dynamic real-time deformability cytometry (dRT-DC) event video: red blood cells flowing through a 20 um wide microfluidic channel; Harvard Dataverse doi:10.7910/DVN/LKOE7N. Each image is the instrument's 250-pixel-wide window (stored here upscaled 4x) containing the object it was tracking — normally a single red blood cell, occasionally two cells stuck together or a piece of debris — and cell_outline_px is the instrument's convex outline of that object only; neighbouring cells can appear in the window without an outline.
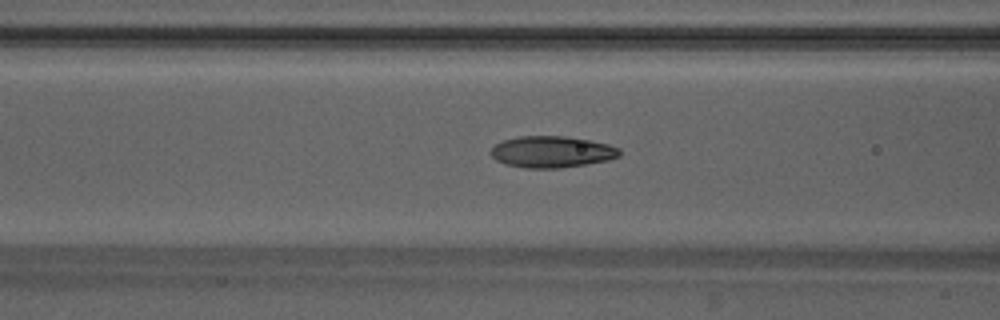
{"species": "Egyptian fruit bat (a non-hibernating species)", "species_latin": "Rousettus aegyptiacus", "temperature_condition": "warm", "stored_images_in_passage": 43, "camera_frame_rate_fps": 3000, "um_per_image_px": 0.085, "animal": {"sex": "male"}, "frame": {"image": 1, "passage_image": 15, "time_ms": 4.667, "image_size_px": [1000, 320], "cell_outline_px": [[620, 156], [608, 160], [560, 168], [524, 168], [504, 164], [496, 160], [488, 152], [496, 144], [504, 140], [520, 136], [564, 136], [588, 140], [608, 144], [620, 148]], "centroid_in_image_um": [46.88, 12.91], "position_along_channel_um": 119.7, "area_um2": 23.58}}
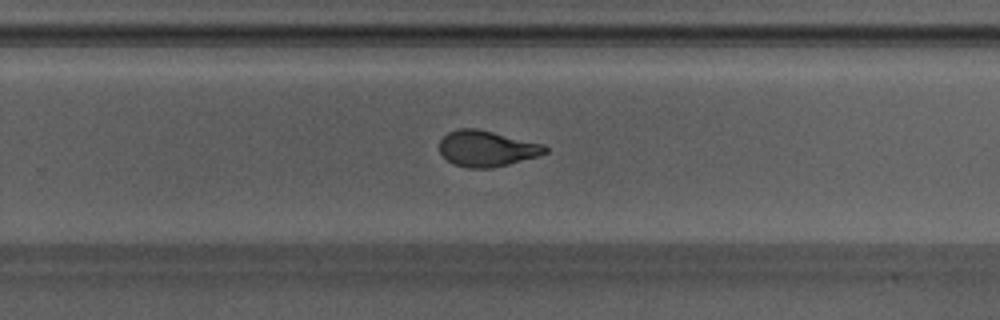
{"frame": {"image": 2, "passage_image": 27, "time_ms": 8.667, "image_size_px": [1000, 320], "cell_outline_px": [[548, 152], [540, 156], [492, 168], [468, 168], [452, 164], [440, 152], [440, 140], [448, 132], [460, 128], [476, 128], [544, 144], [548, 148]], "centroid_in_image_um": [41.39, 12.63], "position_along_channel_um": 288.4, "area_um2": 22.14}}
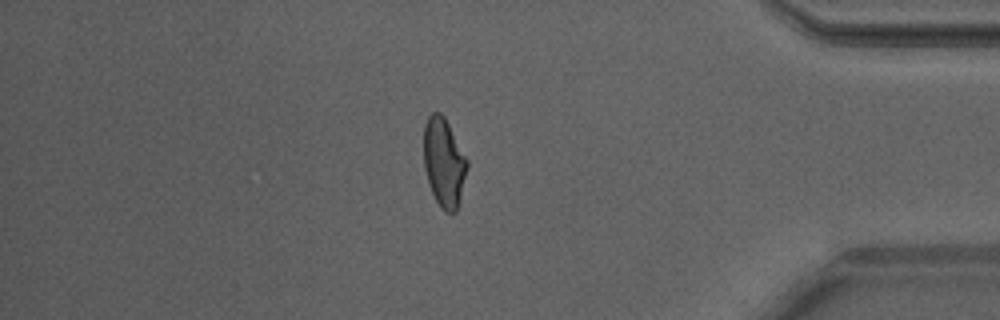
{"frame": {"image": 3, "passage_image": 37, "time_ms": 12.0, "image_size_px": [1000, 320], "cell_outline_px": [[468, 168], [456, 212], [444, 212], [440, 208], [428, 184], [424, 168], [424, 124], [428, 116], [432, 112], [440, 112], [444, 116], [468, 160]], "centroid_in_image_um": [37.73, 13.81], "position_along_channel_um": 397.5, "area_um2": 22.54}}